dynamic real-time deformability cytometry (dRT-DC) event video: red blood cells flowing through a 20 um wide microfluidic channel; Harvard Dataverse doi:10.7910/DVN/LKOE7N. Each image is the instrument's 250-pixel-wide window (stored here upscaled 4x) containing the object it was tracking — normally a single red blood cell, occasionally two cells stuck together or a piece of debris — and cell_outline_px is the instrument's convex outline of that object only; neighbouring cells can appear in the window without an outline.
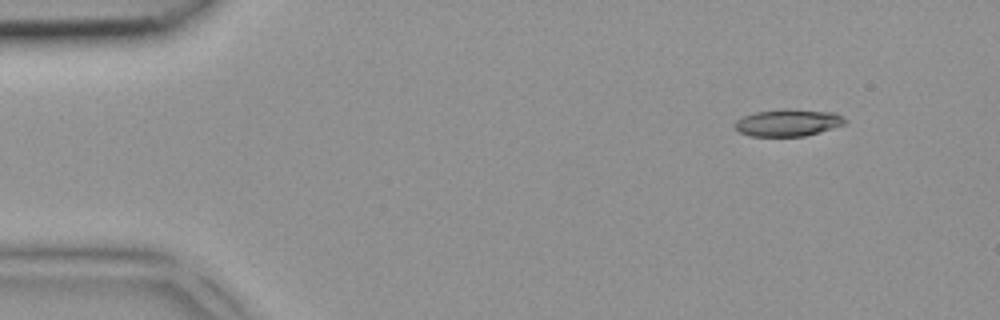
{"species": "common noctule bat (a hibernating species)", "species_latin": "Nyctalus noctula", "temperature_condition": "room temperature", "stored_images_in_passage": 4, "camera_frame_rate_fps": 3000, "um_per_image_px": 0.085, "animal": {"sex": "female", "body_mass_g": 18.4}, "frame": {"image": 1, "passage_image": 1, "time_ms": 0.0, "image_size_px": [1000, 320], "cell_outline_px": [[848, 120], [844, 124], [820, 132], [804, 136], [748, 136], [740, 132], [732, 124], [736, 120], [744, 116], [756, 112], [784, 108], [788, 108], [836, 112], [844, 116]], "centroid_in_image_um": [67.0, 10.41], "position_along_channel_um": 18.0, "area_um2": 17.63}}
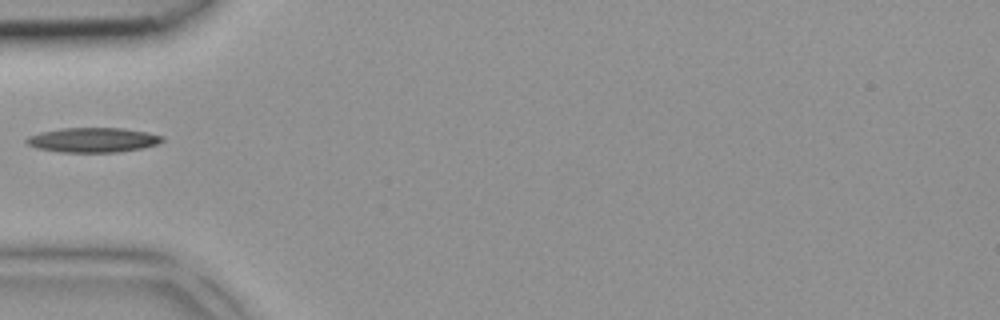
{"frame": {"image": 2, "passage_image": 4, "time_ms": 1.0, "image_size_px": [1000, 320], "cell_outline_px": [[164, 140], [156, 144], [144, 148], [116, 152], [60, 152], [36, 148], [28, 144], [24, 140], [28, 136], [40, 132], [64, 128], [124, 128], [148, 132], [164, 136]], "centroid_in_image_um": [7.91, 11.89], "position_along_channel_um": 77.1, "area_um2": 19.59}}